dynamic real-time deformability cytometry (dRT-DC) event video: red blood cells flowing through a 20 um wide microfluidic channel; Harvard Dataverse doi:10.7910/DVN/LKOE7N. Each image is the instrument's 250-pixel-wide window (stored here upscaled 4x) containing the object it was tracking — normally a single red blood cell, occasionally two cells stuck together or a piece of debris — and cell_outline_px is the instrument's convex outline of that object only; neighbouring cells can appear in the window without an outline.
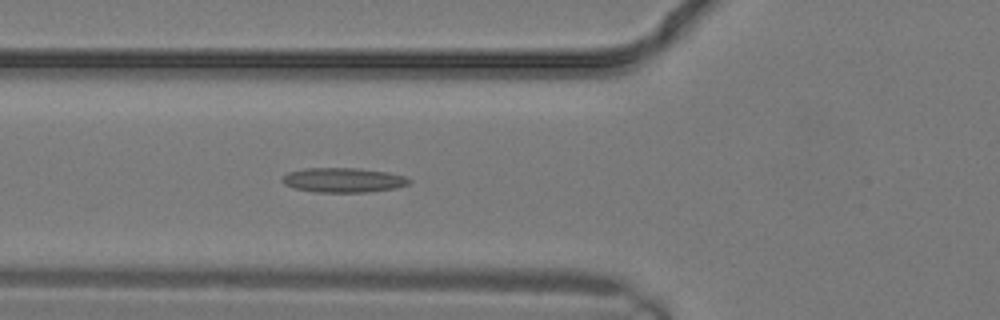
{"species": "common noctule bat (a hibernating species)", "species_latin": "Nyctalus noctula", "temperature_condition": "warm", "stored_images_in_passage": 6, "camera_frame_rate_fps": 3000, "um_per_image_px": 0.085, "animal": {"sex": "male", "body_mass_g": 19.2, "forearm_length_mm": 51.8}, "frame": {"image": 1, "passage_image": 6, "time_ms": 1.667, "image_size_px": [1000, 320], "cell_outline_px": [[412, 180], [408, 184], [396, 188], [368, 192], [316, 192], [296, 188], [284, 184], [280, 180], [288, 172], [304, 168], [360, 168], [388, 172], [404, 176]], "centroid_in_image_um": [29.19, 15.3], "position_along_channel_um": 96.6, "area_um2": 18.21}}